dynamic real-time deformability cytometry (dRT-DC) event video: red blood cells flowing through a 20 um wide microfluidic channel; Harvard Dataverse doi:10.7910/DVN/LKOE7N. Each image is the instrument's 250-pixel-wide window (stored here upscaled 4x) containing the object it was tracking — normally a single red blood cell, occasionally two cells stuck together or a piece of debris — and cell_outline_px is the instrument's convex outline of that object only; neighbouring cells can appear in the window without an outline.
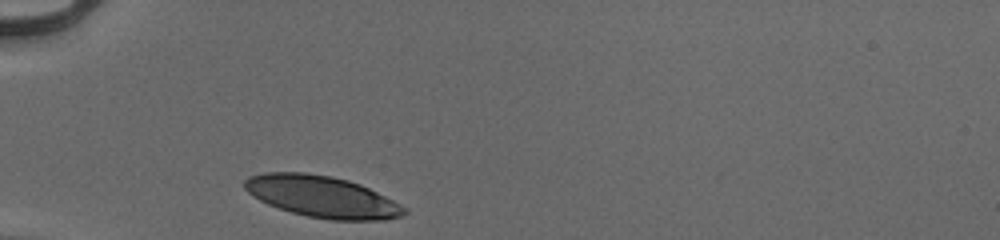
{"species": "human", "species_latin": "Homo sapiens", "temperature_condition": "cold", "stored_images_in_passage": 28, "camera_frame_rate_fps": 3000, "um_per_image_px": 0.085, "donor": {"sex": "male"}, "frame": {"image": 1, "passage_image": 1, "time_ms": 0.0, "image_size_px": [1000, 240], "cell_outline_px": [[408, 212], [400, 216], [384, 220], [328, 220], [308, 216], [292, 212], [268, 204], [260, 200], [248, 192], [244, 188], [244, 180], [248, 176], [264, 172], [304, 172], [332, 176], [348, 180], [360, 184], [392, 200], [404, 208]], "centroid_in_image_um": [27.33, 16.7], "position_along_channel_um": 57.7, "area_um2": 38.38}}
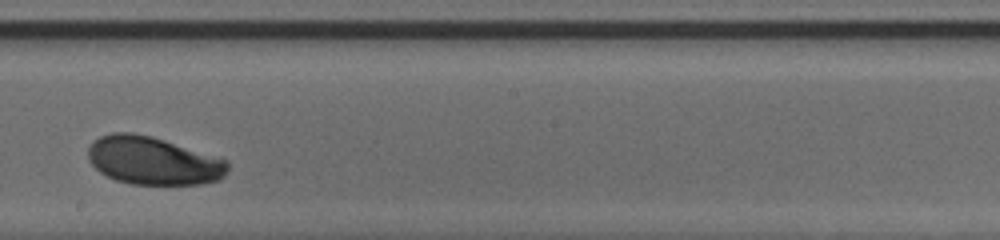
{"frame": {"image": 2, "passage_image": 16, "time_ms": 5.0, "image_size_px": [1000, 240], "cell_outline_px": [[228, 172], [224, 176], [216, 180], [204, 184], [132, 184], [116, 180], [100, 172], [88, 160], [88, 148], [100, 136], [112, 132], [132, 132], [152, 136], [228, 160]], "centroid_in_image_um": [13.02, 13.66], "position_along_channel_um": 235.2, "area_um2": 38.96}}
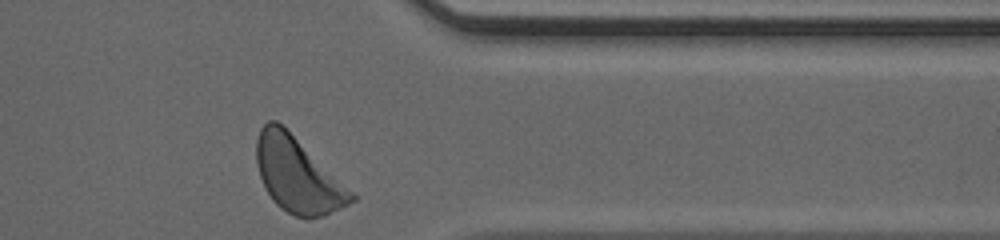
{"frame": {"image": 3, "passage_image": 28, "time_ms": 9.0, "image_size_px": [1000, 240], "cell_outline_px": [[360, 196], [356, 200], [324, 216], [296, 216], [280, 208], [272, 200], [264, 188], [256, 164], [256, 140], [260, 128], [268, 120], [276, 120]], "centroid_in_image_um": [25.31, 14.88], "position_along_channel_um": 386.1, "area_um2": 41.33}, "authors_computed_cell_mechanics": {"area_um2": 39.015, "velocity_mm_per_s": 3.9001, "shape_relaxation_time_tau1_ms": 2.1628, "shape_relaxation_time_tau2_ms": null, "deformation_change_tau1": 0.1153, "deformation_change_tau2": null}}